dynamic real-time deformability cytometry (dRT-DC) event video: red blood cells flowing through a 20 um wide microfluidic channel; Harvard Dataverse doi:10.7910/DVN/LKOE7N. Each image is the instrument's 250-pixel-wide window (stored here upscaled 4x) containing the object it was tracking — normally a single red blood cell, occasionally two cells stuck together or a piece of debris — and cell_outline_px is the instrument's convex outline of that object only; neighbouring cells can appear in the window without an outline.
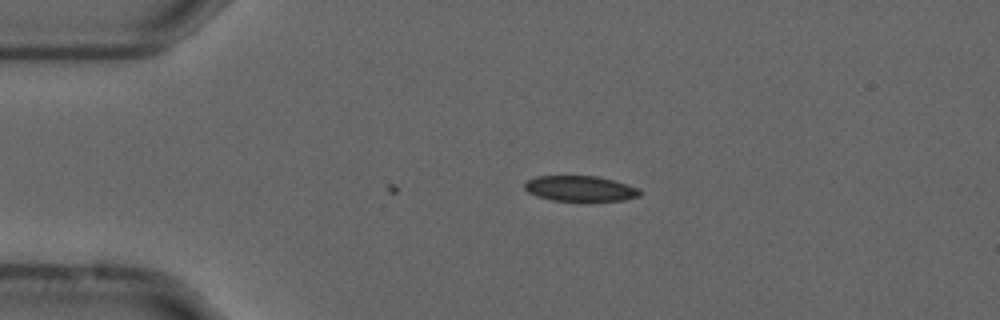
{"species": "common noctule bat (a hibernating species)", "species_latin": "Nyctalus noctula", "temperature_condition": "cold", "stored_images_in_passage": 11, "camera_frame_rate_fps": 3000, "um_per_image_px": 0.085, "animal": {"sex": "male", "forearm_length_mm": 52.5}, "frame": {"image": 1, "passage_image": 11, "time_ms": 3.333, "image_size_px": [1000, 320], "cell_outline_px": [[640, 196], [624, 200], [588, 204], [584, 204], [552, 200], [536, 196], [528, 192], [524, 188], [524, 184], [528, 180], [536, 176], [596, 176], [612, 180], [640, 188]], "centroid_in_image_um": [49.34, 16.09], "position_along_channel_um": 35.7, "area_um2": 17.98}}